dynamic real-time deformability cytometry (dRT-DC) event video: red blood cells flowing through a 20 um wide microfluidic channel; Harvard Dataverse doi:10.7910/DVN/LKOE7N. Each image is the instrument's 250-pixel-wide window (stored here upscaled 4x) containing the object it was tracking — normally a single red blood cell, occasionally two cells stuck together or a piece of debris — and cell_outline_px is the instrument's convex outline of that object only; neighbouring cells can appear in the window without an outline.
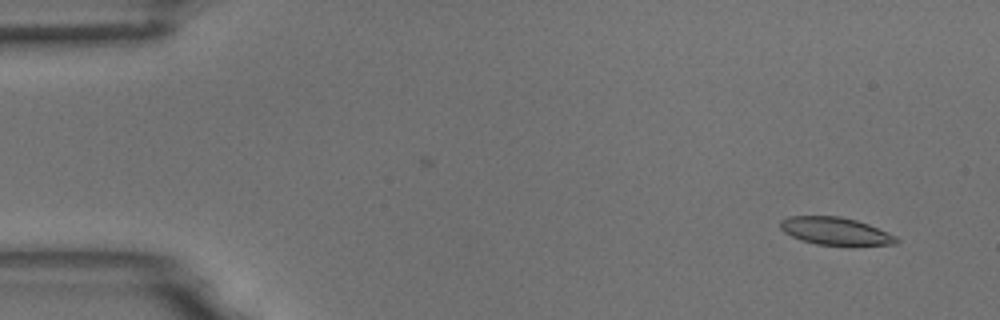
{"species": "common noctule bat (a hibernating species)", "species_latin": "Nyctalus noctula", "temperature_condition": "room temperature", "stored_images_in_passage": 3, "camera_frame_rate_fps": 3000, "um_per_image_px": 0.085, "animal": {"sex": "male", "body_mass_g": 18.8}, "frame": {"image": 1, "passage_image": 3, "time_ms": 0.667, "image_size_px": [1000, 320], "cell_outline_px": [[900, 240], [896, 244], [848, 248], [816, 244], [800, 240], [784, 232], [780, 228], [780, 220], [788, 216], [840, 216], [856, 220], [868, 224], [888, 232], [896, 236]], "centroid_in_image_um": [71.06, 19.69], "position_along_channel_um": 13.9, "area_um2": 19.54}}